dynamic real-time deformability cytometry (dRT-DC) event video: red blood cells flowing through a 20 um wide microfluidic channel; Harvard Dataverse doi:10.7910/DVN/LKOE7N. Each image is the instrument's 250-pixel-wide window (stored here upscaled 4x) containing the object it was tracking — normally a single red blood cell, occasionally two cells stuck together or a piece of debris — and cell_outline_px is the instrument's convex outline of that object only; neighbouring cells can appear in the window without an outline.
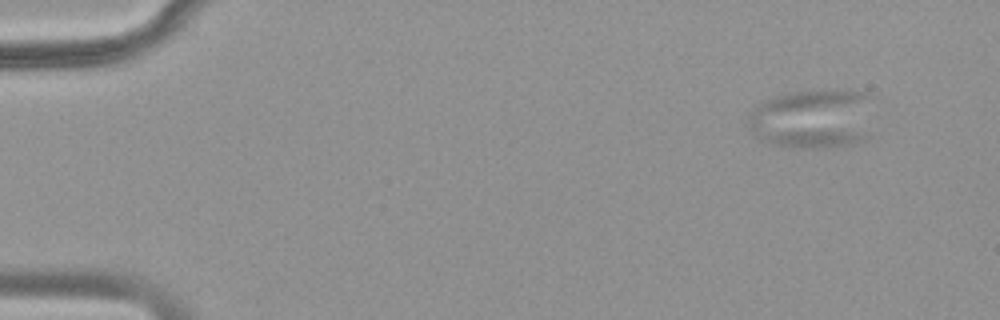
{"species": "common noctule bat (a hibernating species)", "species_latin": "Nyctalus noctula", "temperature_condition": "warm", "stored_images_in_passage": 49, "camera_frame_rate_fps": 3000, "um_per_image_px": 0.085, "animal": {"sex": "female", "body_mass_g": 18.4}, "frame": {"image": 1, "passage_image": 1, "time_ms": 0.0, "image_size_px": [1000, 320], "cell_outline_px": [[876, 96], [872, 136], [852, 144], [832, 148], [800, 148], [772, 144], [756, 136], [752, 128], [752, 112], [760, 104], [776, 96], [788, 92], [868, 92]], "centroid_in_image_um": [69.31, 10.13], "position_along_channel_um": 15.7, "area_um2": 43.87}}
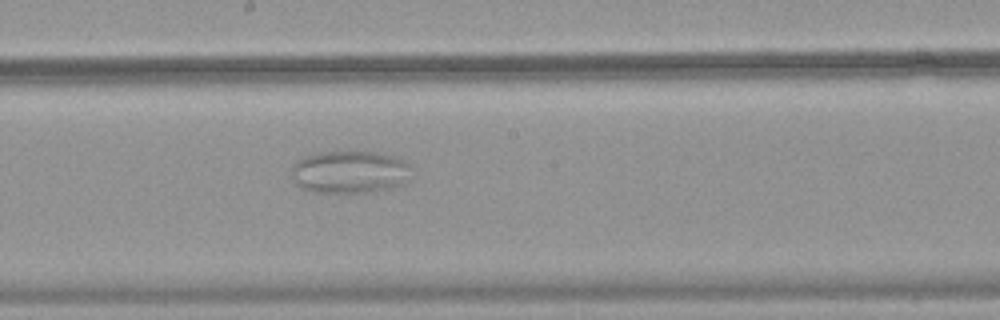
{"frame": {"image": 2, "passage_image": 26, "time_ms": 8.333, "image_size_px": [1000, 320], "cell_outline_px": [[408, 164], [404, 184], [392, 188], [368, 192], [312, 192], [300, 188], [296, 184], [292, 172], [292, 168], [296, 160], [304, 156], [320, 152], [372, 152], [392, 156]], "centroid_in_image_um": [29.64, 14.63], "position_along_channel_um": 218.6, "area_um2": 29.25}}
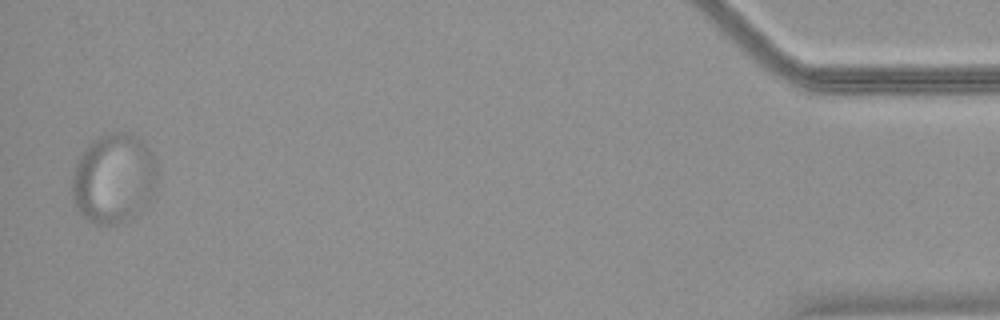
{"frame": {"image": 3, "passage_image": 48, "time_ms": 15.667, "image_size_px": [1000, 320], "cell_outline_px": [[156, 188], [148, 204], [140, 212], [128, 220], [116, 224], [96, 224], [88, 220], [80, 212], [72, 196], [72, 176], [76, 164], [80, 156], [88, 144], [92, 140], [100, 136], [112, 132], [124, 132], [136, 136], [148, 148], [156, 160]], "centroid_in_image_um": [9.69, 15.18], "position_along_channel_um": 425.5, "area_um2": 44.62}}